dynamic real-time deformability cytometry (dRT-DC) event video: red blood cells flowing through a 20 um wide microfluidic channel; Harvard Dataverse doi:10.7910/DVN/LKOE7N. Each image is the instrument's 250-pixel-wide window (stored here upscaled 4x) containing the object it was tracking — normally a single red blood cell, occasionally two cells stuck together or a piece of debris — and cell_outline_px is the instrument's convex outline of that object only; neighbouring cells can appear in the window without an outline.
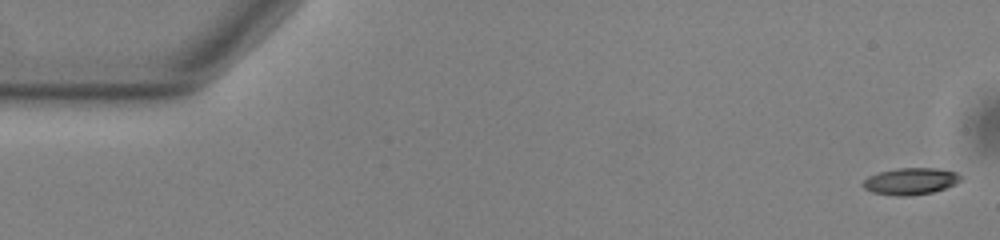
{"species": "common noctule bat (a hibernating species)", "species_latin": "Nyctalus noctula", "temperature_condition": "warm", "stored_images_in_passage": 54, "camera_frame_rate_fps": 3000, "um_per_image_px": 0.085, "animal": {"sex": "male", "body_mass_g": 13.0, "forearm_length_mm": 53.1}, "frame": {"image": 1, "passage_image": 1, "time_ms": 0.0, "image_size_px": [1000, 240], "cell_outline_px": [[964, 176], [956, 184], [932, 192], [908, 196], [896, 196], [872, 192], [864, 188], [860, 184], [868, 176], [880, 172], [896, 168], [940, 168], [956, 172]], "centroid_in_image_um": [77.4, 15.4], "position_along_channel_um": 7.6, "area_um2": 15.37}}
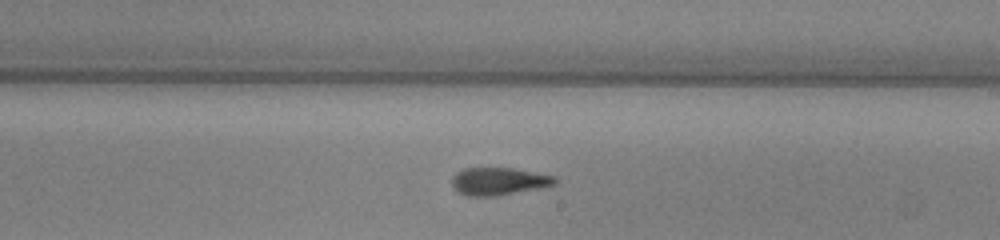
{"frame": {"image": 2, "passage_image": 31, "time_ms": 10.0, "image_size_px": [1000, 240], "cell_outline_px": [[556, 184], [496, 196], [468, 196], [460, 192], [452, 184], [452, 176], [456, 172], [464, 168], [512, 168], [556, 176]], "centroid_in_image_um": [42.37, 15.4], "position_along_channel_um": 246.6, "area_um2": 16.3}}
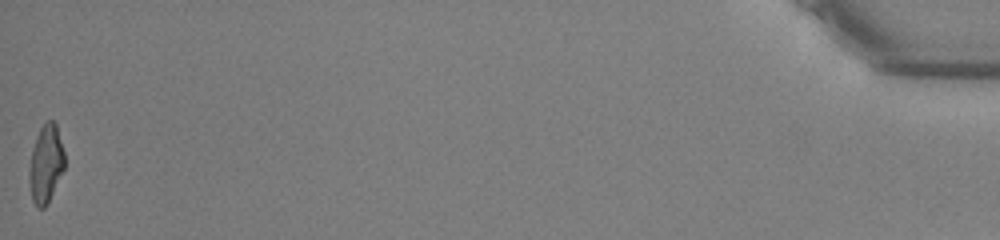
{"frame": {"image": 3, "passage_image": 54, "time_ms": 17.667, "image_size_px": [1000, 240], "cell_outline_px": [[64, 168], [48, 204], [44, 208], [36, 208], [32, 200], [28, 176], [28, 168], [32, 148], [36, 136], [40, 128], [48, 120], [52, 120], [56, 124], [64, 152]], "centroid_in_image_um": [3.87, 13.96], "position_along_channel_um": 431.3, "area_um2": 16.18}, "authors_computed_cell_mechanics": {"area_um2": 16.5308, "velocity_mm_per_s": 3.7893, "shape_relaxation_time_tau1_ms": 4.9215, "shape_relaxation_time_tau2_ms": 1.6244, "deformation_change_tau1": 0.1756, "deformation_change_tau2": 0.1057}}